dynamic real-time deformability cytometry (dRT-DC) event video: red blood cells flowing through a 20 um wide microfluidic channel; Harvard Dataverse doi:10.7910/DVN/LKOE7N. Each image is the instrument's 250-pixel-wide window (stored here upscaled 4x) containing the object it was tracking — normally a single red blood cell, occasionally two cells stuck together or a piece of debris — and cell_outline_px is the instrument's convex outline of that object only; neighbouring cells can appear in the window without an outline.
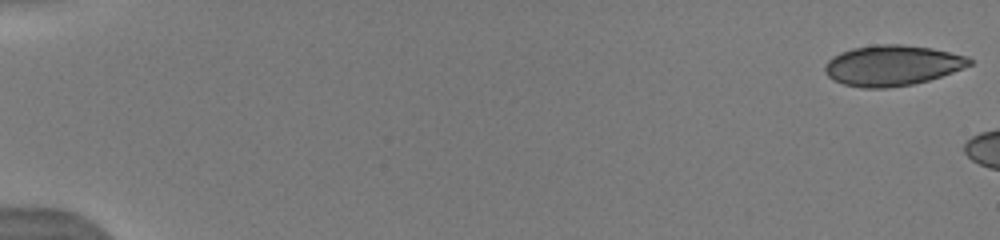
{"species": "human", "species_latin": "Homo sapiens", "temperature_condition": "warm", "stored_images_in_passage": 5, "camera_frame_rate_fps": 3000, "um_per_image_px": 0.085, "donor": {"sex": "male"}, "frame": {"image": 1, "passage_image": 1, "time_ms": 0.0, "image_size_px": [1000, 240], "cell_outline_px": [[972, 64], [952, 72], [928, 80], [912, 84], [888, 88], [860, 88], [844, 84], [832, 80], [824, 72], [824, 64], [832, 56], [840, 52], [852, 48], [876, 44], [900, 44], [932, 48], [968, 56], [972, 60]], "centroid_in_image_um": [75.79, 5.56], "position_along_channel_um": 9.2, "area_um2": 34.28}}